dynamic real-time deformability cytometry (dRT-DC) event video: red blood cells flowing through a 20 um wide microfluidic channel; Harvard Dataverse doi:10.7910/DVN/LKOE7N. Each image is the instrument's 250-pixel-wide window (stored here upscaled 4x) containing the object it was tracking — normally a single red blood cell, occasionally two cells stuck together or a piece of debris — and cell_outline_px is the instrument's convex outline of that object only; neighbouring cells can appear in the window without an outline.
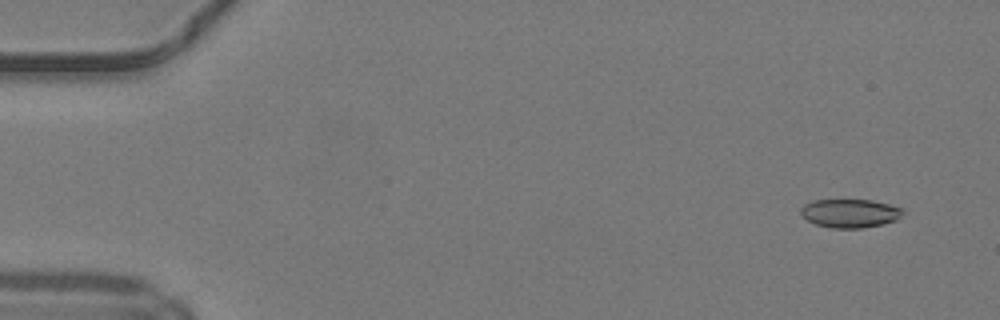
{"species": "common noctule bat (a hibernating species)", "species_latin": "Nyctalus noctula", "temperature_condition": "warm", "stored_images_in_passage": 50, "camera_frame_rate_fps": 3000, "um_per_image_px": 0.085, "animal": {"sex": "male", "body_mass_g": 19.2, "forearm_length_mm": 51.8}, "frame": {"image": 1, "passage_image": 4, "time_ms": 1.0, "image_size_px": [1000, 320], "cell_outline_px": [[904, 212], [896, 220], [884, 224], [864, 228], [832, 228], [816, 224], [808, 220], [800, 212], [800, 208], [804, 204], [812, 200], [872, 200], [888, 204], [900, 208]], "centroid_in_image_um": [72.24, 18.13], "position_along_channel_um": 12.8, "area_um2": 16.94}}
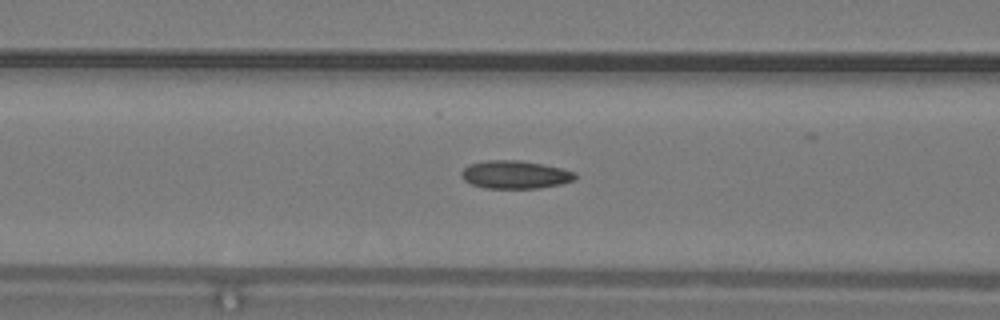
{"frame": {"image": 2, "passage_image": 21, "time_ms": 6.667, "image_size_px": [1000, 320], "cell_outline_px": [[576, 180], [560, 184], [540, 188], [484, 188], [472, 184], [464, 180], [460, 176], [460, 172], [468, 164], [484, 160], [520, 160], [544, 164], [576, 172]], "centroid_in_image_um": [43.77, 14.83], "position_along_channel_um": 122.8, "area_um2": 18.79}}
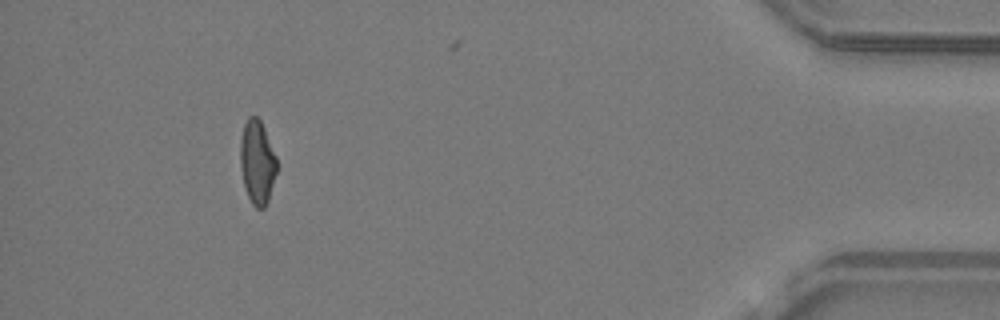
{"frame": {"image": 3, "passage_image": 46, "time_ms": 15.0, "image_size_px": [1000, 320], "cell_outline_px": [[276, 172], [268, 200], [264, 208], [256, 208], [252, 204], [248, 196], [244, 184], [240, 168], [240, 140], [244, 124], [248, 116], [256, 116], [260, 120], [264, 128], [276, 156]], "centroid_in_image_um": [21.84, 13.77], "position_along_channel_um": 413.4, "area_um2": 17.69}, "authors_computed_cell_mechanics": {"area_um2": 18.0047, "velocity_mm_per_s": 4.2644, "shape_relaxation_time_tau1_ms": null, "shape_relaxation_time_tau2_ms": 1.5779, "deformation_change_tau1": null, "deformation_change_tau2": 0.0865}}